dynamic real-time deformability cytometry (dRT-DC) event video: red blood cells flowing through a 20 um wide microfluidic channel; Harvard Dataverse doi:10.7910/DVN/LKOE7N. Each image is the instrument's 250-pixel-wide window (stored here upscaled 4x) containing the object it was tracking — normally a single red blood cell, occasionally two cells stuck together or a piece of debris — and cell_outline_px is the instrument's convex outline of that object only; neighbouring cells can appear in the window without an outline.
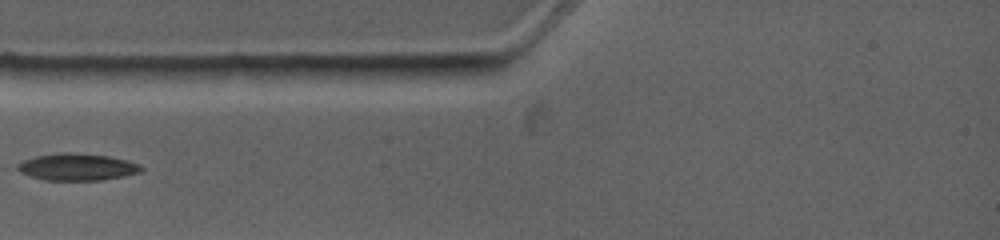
{"species": "common noctule bat (a hibernating species)", "species_latin": "Nyctalus noctula", "temperature_condition": "warm", "stored_images_in_passage": 5, "camera_frame_rate_fps": 4500, "um_per_image_px": 0.085, "animal": {"sex": "female", "body_mass_g": 19.0, "forearm_length_mm": 53.3}, "frame": {"image": 1, "passage_image": 2, "time_ms": 0.889, "image_size_px": [1000, 240], "cell_outline_px": [[144, 168], [140, 172], [124, 176], [100, 180], [44, 180], [20, 172], [12, 168], [16, 164], [24, 160], [36, 156], [56, 152], [76, 152], [108, 156], [140, 164]], "centroid_in_image_um": [6.5, 14.18], "position_along_channel_um": 78.5, "area_um2": 19.59}}
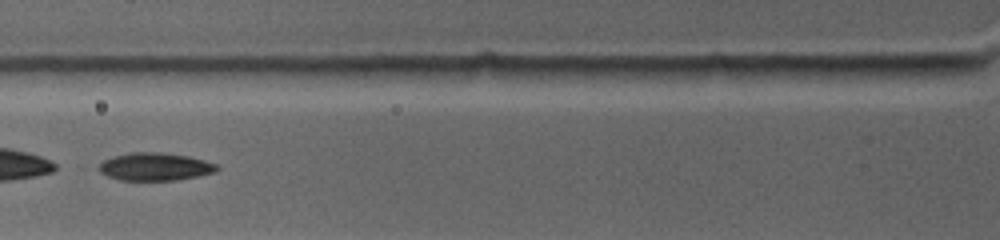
{"frame": {"image": 2, "passage_image": 3, "time_ms": 1.778, "image_size_px": [1000, 240], "cell_outline_px": [[220, 168], [216, 172], [176, 180], [120, 180], [108, 176], [100, 172], [96, 168], [104, 160], [128, 152], [160, 152], [188, 156], [204, 160], [216, 164]], "centroid_in_image_um": [13.17, 14.16], "position_along_channel_um": 112.6, "area_um2": 19.07}}
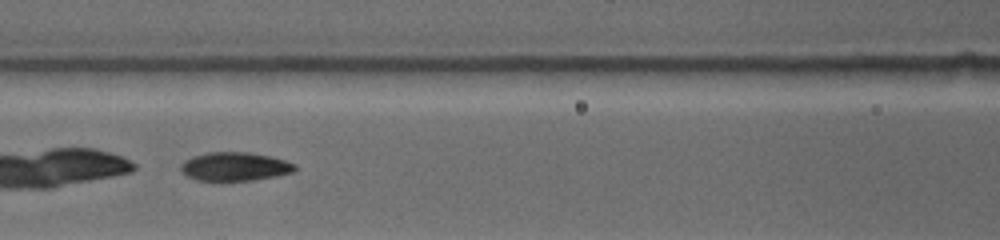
{"frame": {"image": 3, "passage_image": 4, "time_ms": 2.667, "image_size_px": [1000, 240], "cell_outline_px": [[296, 168], [292, 172], [276, 176], [256, 180], [216, 184], [212, 184], [196, 180], [180, 172], [180, 164], [184, 160], [192, 156], [208, 152], [248, 152], [272, 156], [296, 164]], "centroid_in_image_um": [19.89, 14.2], "position_along_channel_um": 146.7, "area_um2": 20.06}}